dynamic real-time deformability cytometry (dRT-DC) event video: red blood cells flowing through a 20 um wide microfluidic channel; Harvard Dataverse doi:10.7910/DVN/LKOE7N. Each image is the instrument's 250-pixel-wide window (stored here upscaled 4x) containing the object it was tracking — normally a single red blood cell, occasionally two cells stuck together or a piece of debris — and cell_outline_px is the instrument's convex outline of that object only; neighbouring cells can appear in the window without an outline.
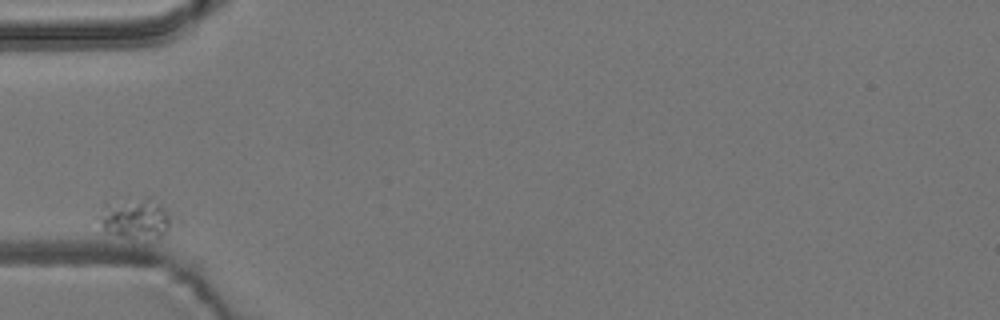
{"species": "common noctule bat (a hibernating species)", "species_latin": "Nyctalus noctula", "temperature_condition": "room temperature", "stored_images_in_passage": 4, "camera_frame_rate_fps": 3000, "um_per_image_px": 0.085, "animal": {"sex": "male", "body_mass_g": 19.2, "forearm_length_mm": 51.8}, "frame": {"image": 1, "passage_image": 1, "time_ms": 0.0, "image_size_px": [1000, 320], "cell_outline_px": [[184, 224], [160, 236], [120, 236], [104, 232], [96, 216], [104, 200], [124, 196], [148, 196], [184, 220]], "centroid_in_image_um": [11.61, 18.46], "position_along_channel_um": 73.4, "area_um2": 19.36}}
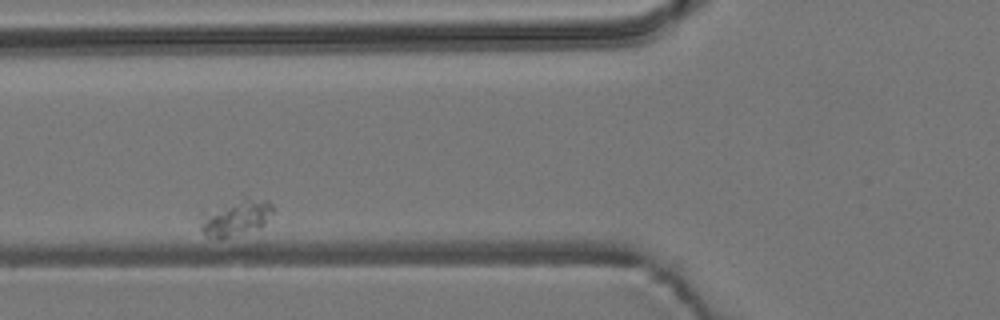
{"frame": {"image": 2, "passage_image": 2, "time_ms": 0.333, "image_size_px": [1000, 320], "cell_outline_px": [[272, 212], [264, 224], [260, 228], [228, 236], [204, 236], [200, 228], [200, 208], [244, 196], [268, 200], [272, 204]], "centroid_in_image_um": [19.94, 18.39], "position_along_channel_um": 105.9, "area_um2": 16.01}}
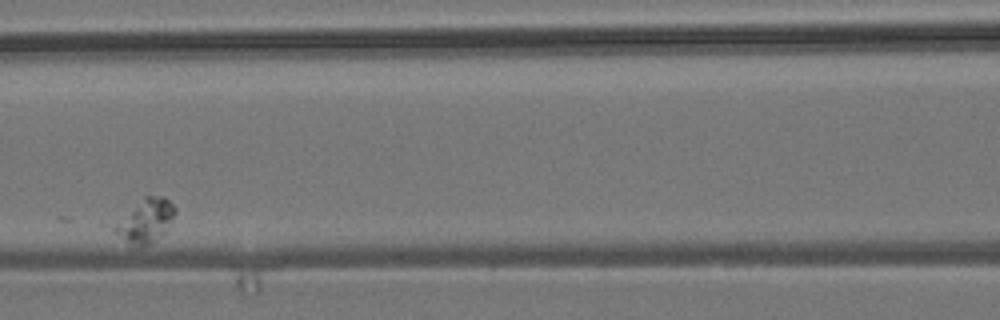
{"frame": {"image": 3, "passage_image": 3, "time_ms": 0.667, "image_size_px": [1000, 320], "cell_outline_px": [[176, 212], [164, 232], [144, 248], [128, 248], [108, 228], [144, 196], [164, 196], [176, 208]], "centroid_in_image_um": [12.24, 18.85], "position_along_channel_um": 154.4, "area_um2": 16.01}}